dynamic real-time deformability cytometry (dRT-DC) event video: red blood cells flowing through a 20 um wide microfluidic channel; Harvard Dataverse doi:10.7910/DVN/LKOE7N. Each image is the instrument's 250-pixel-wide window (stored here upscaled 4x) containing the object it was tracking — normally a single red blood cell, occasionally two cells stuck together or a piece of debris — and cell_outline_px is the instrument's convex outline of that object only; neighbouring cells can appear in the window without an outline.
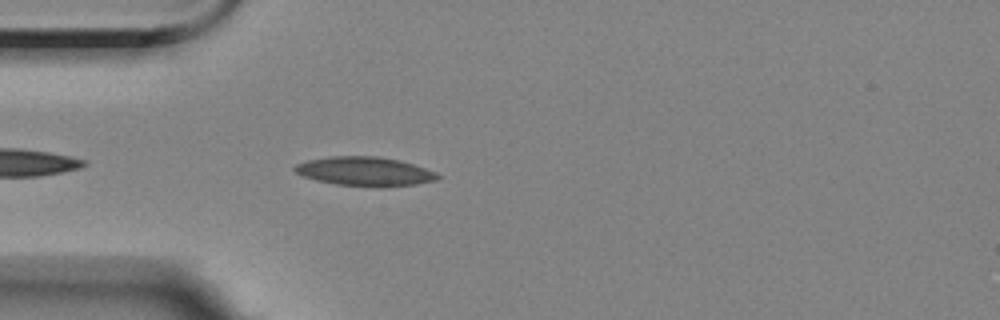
{"species": "Egyptian fruit bat (a non-hibernating species)", "species_latin": "Rousettus aegyptiacus", "temperature_condition": "room temperature", "stored_images_in_passage": 5, "camera_frame_rate_fps": 3000, "um_per_image_px": 0.085, "animal": {"sex": "female"}, "frame": {"image": 1, "passage_image": 5, "time_ms": 4.667, "image_size_px": [1000, 320], "cell_outline_px": [[440, 176], [436, 180], [416, 184], [380, 188], [376, 188], [336, 184], [316, 180], [304, 176], [296, 172], [292, 168], [296, 164], [308, 160], [328, 156], [376, 156], [400, 160], [436, 172]], "centroid_in_image_um": [31.0, 14.58], "position_along_channel_um": 54.0, "area_um2": 24.33}}